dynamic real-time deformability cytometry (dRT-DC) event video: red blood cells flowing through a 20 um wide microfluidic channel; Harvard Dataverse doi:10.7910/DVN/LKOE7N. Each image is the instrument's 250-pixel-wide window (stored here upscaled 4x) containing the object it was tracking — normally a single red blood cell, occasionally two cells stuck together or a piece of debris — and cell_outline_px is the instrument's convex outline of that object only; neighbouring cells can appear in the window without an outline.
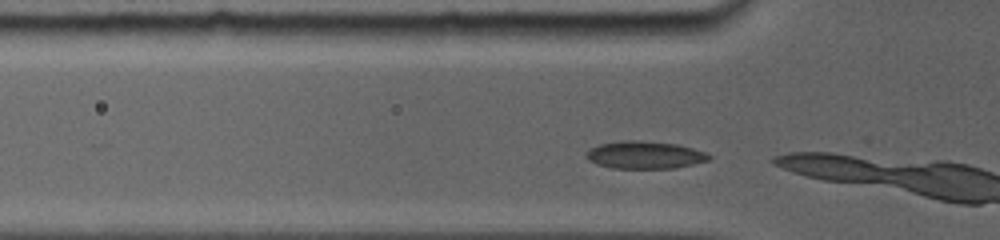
{"species": "common noctule bat (a hibernating species)", "species_latin": "Nyctalus noctula", "temperature_condition": "room temperature", "stored_images_in_passage": 3, "camera_frame_rate_fps": 5000, "um_per_image_px": 0.085, "animal": {"sex": "female", "body_mass_g": 19.0, "forearm_length_mm": 56.7}, "frame": {"image": 1, "passage_image": 2, "time_ms": 0.2, "image_size_px": [1000, 240], "cell_outline_px": [[712, 160], [672, 168], [612, 168], [596, 164], [588, 160], [588, 152], [592, 148], [600, 144], [620, 140], [640, 140], [676, 144], [692, 148], [704, 152], [712, 156]], "centroid_in_image_um": [54.83, 13.17], "position_along_channel_um": 71.0, "area_um2": 19.54}}